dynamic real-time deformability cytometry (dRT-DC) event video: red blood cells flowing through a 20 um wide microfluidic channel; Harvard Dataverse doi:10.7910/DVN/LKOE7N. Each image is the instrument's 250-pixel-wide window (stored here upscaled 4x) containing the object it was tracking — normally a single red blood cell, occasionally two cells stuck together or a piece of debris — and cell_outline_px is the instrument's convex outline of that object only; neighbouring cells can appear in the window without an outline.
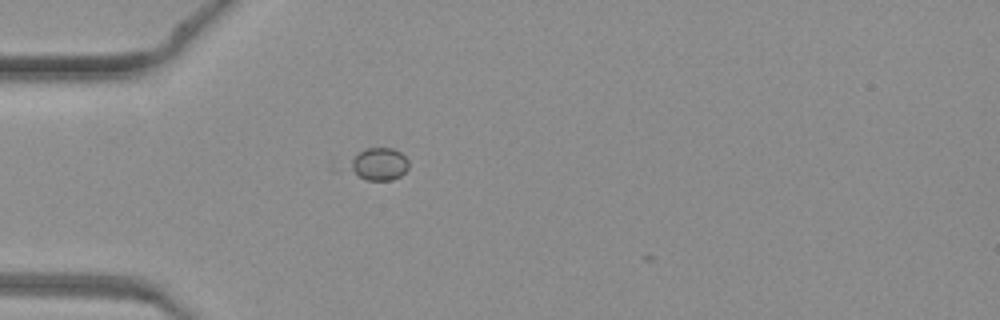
{"species": "common noctule bat (a hibernating species)", "species_latin": "Nyctalus noctula", "temperature_condition": "warm", "stored_images_in_passage": 5, "camera_frame_rate_fps": 3000, "um_per_image_px": 0.085, "animal": {"sex": "female", "body_mass_g": 19.3, "forearm_length_mm": 54.1}, "frame": {"image": 1, "passage_image": 1, "time_ms": 0.0, "image_size_px": [1000, 320], "cell_outline_px": [[408, 168], [400, 176], [392, 180], [368, 180], [332, 172], [332, 160], [364, 148], [392, 148], [400, 152], [408, 160]], "centroid_in_image_um": [31.61, 13.96], "position_along_channel_um": 53.4, "area_um2": 13.99}}
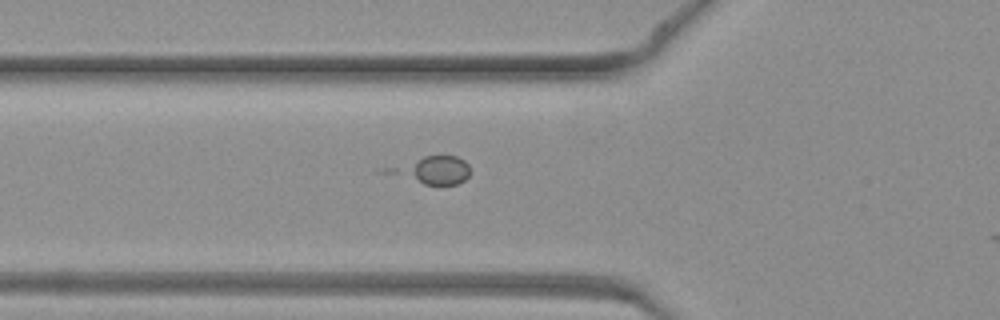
{"frame": {"image": 2, "passage_image": 4, "time_ms": 1.0, "image_size_px": [1000, 320], "cell_outline_px": [[468, 176], [464, 180], [456, 184], [424, 184], [408, 172], [408, 168], [424, 156], [456, 156], [464, 160], [468, 164]], "centroid_in_image_um": [37.39, 14.45], "position_along_channel_um": 88.4, "area_um2": 10.17}}